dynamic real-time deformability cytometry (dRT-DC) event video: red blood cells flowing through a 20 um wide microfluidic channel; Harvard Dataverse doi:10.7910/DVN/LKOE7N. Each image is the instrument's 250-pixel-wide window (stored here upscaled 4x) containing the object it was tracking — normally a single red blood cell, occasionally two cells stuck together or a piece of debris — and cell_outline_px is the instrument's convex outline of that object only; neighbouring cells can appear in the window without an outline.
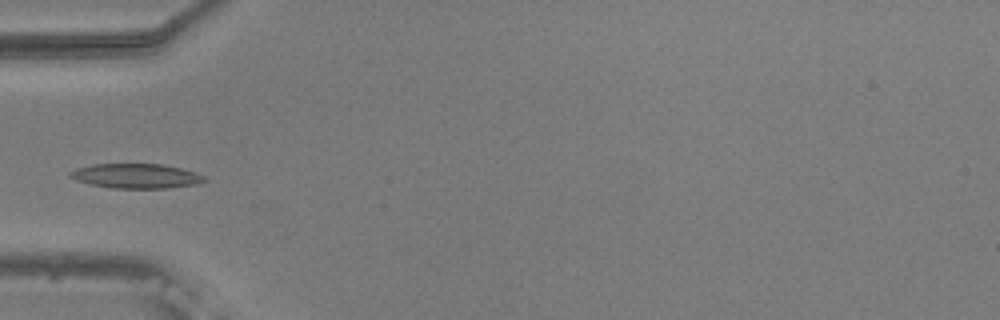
{"species": "common noctule bat (a hibernating species)", "species_latin": "Nyctalus noctula", "temperature_condition": "warm", "stored_images_in_passage": 17, "camera_frame_rate_fps": 3000, "um_per_image_px": 0.085, "animal": {"sex": "male", "body_mass_g": 20.5, "forearm_length_mm": 52.5}, "frame": {"image": 1, "passage_image": 1, "time_ms": 0.0, "image_size_px": [1000, 320], "cell_outline_px": [[208, 180], [196, 184], [168, 188], [116, 188], [92, 184], [76, 180], [68, 176], [68, 172], [76, 168], [92, 164], [160, 164], [180, 168], [196, 172], [204, 176]], "centroid_in_image_um": [11.57, 14.95], "position_along_channel_um": 73.4, "area_um2": 19.19}}
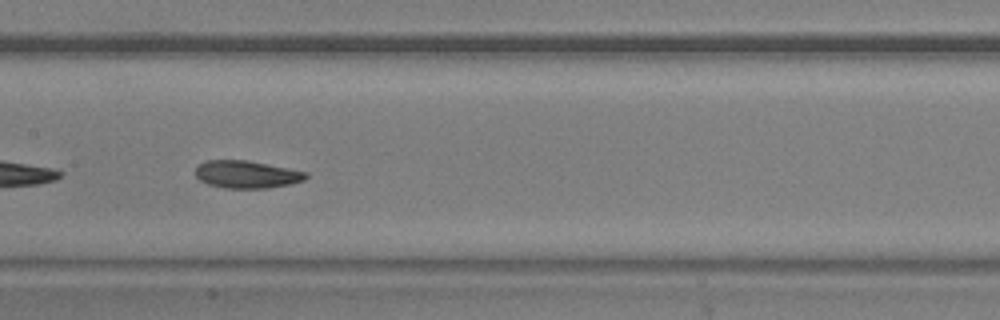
{"frame": {"image": 2, "passage_image": 10, "time_ms": 3.0, "image_size_px": [1000, 320], "cell_outline_px": [[308, 176], [304, 180], [292, 184], [268, 188], [224, 188], [208, 184], [200, 180], [196, 176], [196, 168], [200, 164], [208, 160], [248, 160], [308, 172]], "centroid_in_image_um": [21.0, 14.83], "position_along_channel_um": 186.4, "area_um2": 17.74}}